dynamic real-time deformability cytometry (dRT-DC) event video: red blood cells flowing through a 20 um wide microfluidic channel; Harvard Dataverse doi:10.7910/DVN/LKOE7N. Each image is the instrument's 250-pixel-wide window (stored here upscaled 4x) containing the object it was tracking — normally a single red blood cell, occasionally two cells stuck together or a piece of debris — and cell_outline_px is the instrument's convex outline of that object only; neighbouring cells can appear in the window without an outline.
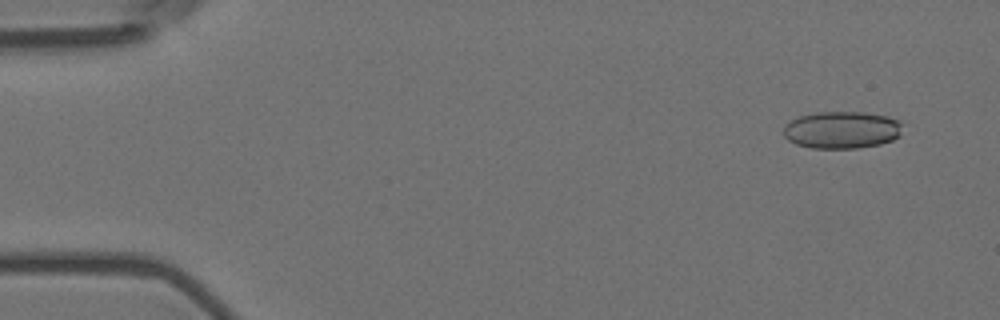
{"species": "Egyptian fruit bat (a non-hibernating species)", "species_latin": "Rousettus aegyptiacus", "temperature_condition": "room temperature", "stored_images_in_passage": 6, "camera_frame_rate_fps": 3000, "um_per_image_px": 0.085, "animal": {"sex": "female"}, "frame": {"image": 1, "passage_image": 1, "time_ms": 0.0, "image_size_px": [1000, 320], "cell_outline_px": [[900, 136], [892, 140], [880, 144], [856, 148], [812, 148], [796, 144], [788, 140], [784, 136], [784, 124], [800, 116], [816, 112], [864, 112], [888, 116], [900, 120]], "centroid_in_image_um": [71.55, 11.04], "position_along_channel_um": 13.5, "area_um2": 25.84}}
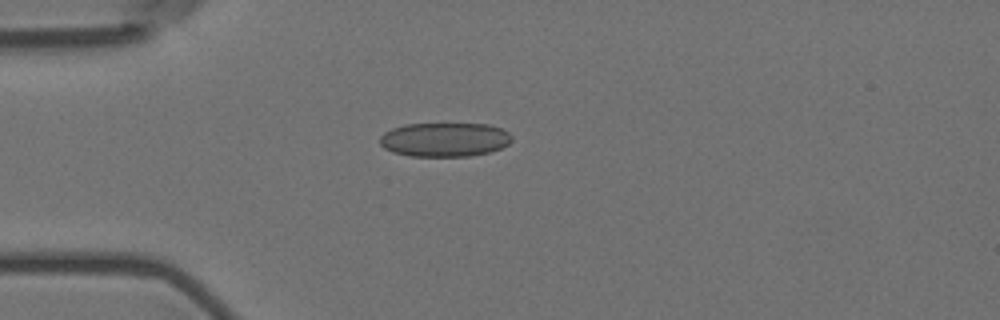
{"frame": {"image": 2, "passage_image": 4, "time_ms": 1.0, "image_size_px": [1000, 320], "cell_outline_px": [[512, 140], [508, 144], [500, 148], [488, 152], [468, 156], [408, 156], [392, 152], [384, 148], [380, 144], [380, 136], [384, 132], [392, 128], [404, 124], [488, 124], [500, 128], [508, 132], [512, 136]], "centroid_in_image_um": [37.76, 11.86], "position_along_channel_um": 47.2, "area_um2": 26.24}}
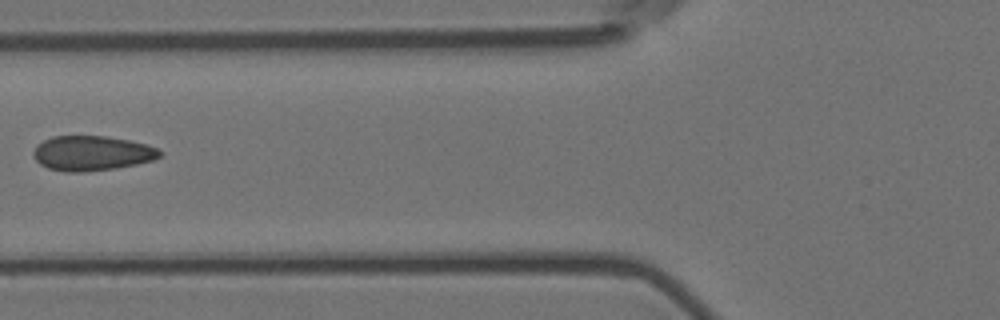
{"frame": {"image": 3, "passage_image": 6, "time_ms": 1.667, "image_size_px": [1000, 320], "cell_outline_px": [[164, 152], [160, 156], [152, 160], [136, 164], [116, 168], [84, 172], [64, 172], [48, 168], [40, 164], [32, 156], [32, 152], [36, 144], [52, 136], [104, 136], [128, 140], [144, 144], [156, 148]], "centroid_in_image_um": [7.76, 13.03], "position_along_channel_um": 118.0, "area_um2": 25.72}}